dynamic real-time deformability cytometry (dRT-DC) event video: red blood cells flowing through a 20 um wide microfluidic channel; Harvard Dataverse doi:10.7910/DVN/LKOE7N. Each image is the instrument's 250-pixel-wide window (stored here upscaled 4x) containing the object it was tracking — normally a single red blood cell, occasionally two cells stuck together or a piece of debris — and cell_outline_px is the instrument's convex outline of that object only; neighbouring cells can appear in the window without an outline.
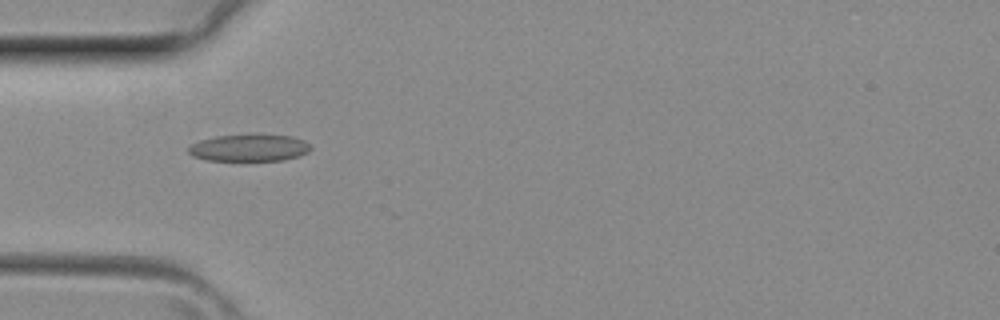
{"species": "common noctule bat (a hibernating species)", "species_latin": "Nyctalus noctula", "temperature_condition": "room temperature", "stored_images_in_passage": 7, "camera_frame_rate_fps": 3000, "um_per_image_px": 0.085, "animal": {"sex": "female", "body_mass_g": 29.2, "forearm_length_mm": 56.3}, "frame": {"image": 1, "passage_image": 2, "time_ms": 0.333, "image_size_px": [1000, 320], "cell_outline_px": [[312, 148], [308, 152], [300, 156], [284, 160], [204, 160], [192, 156], [188, 152], [188, 148], [192, 144], [200, 140], [216, 136], [256, 132], [292, 136], [304, 140]], "centroid_in_image_um": [21.2, 12.53], "position_along_channel_um": 63.8, "area_um2": 19.88}}
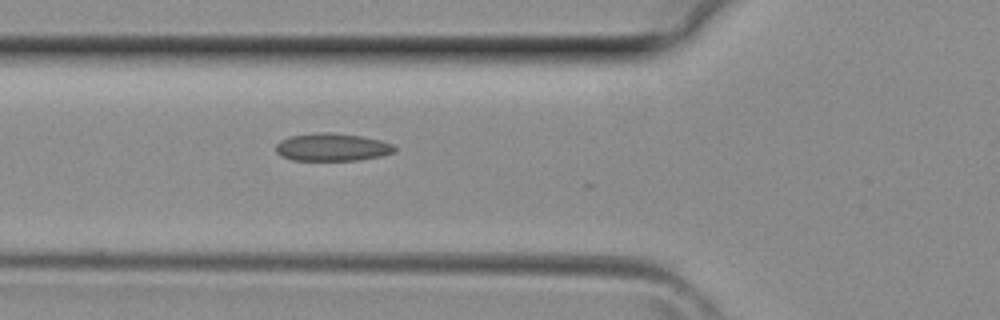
{"frame": {"image": 2, "passage_image": 4, "time_ms": 1.0, "image_size_px": [1000, 320], "cell_outline_px": [[396, 152], [380, 156], [360, 160], [292, 160], [280, 156], [276, 152], [276, 144], [280, 140], [292, 136], [324, 132], [328, 132], [360, 136], [380, 140], [392, 144], [396, 148]], "centroid_in_image_um": [28.23, 12.52], "position_along_channel_um": 97.6, "area_um2": 19.07}}
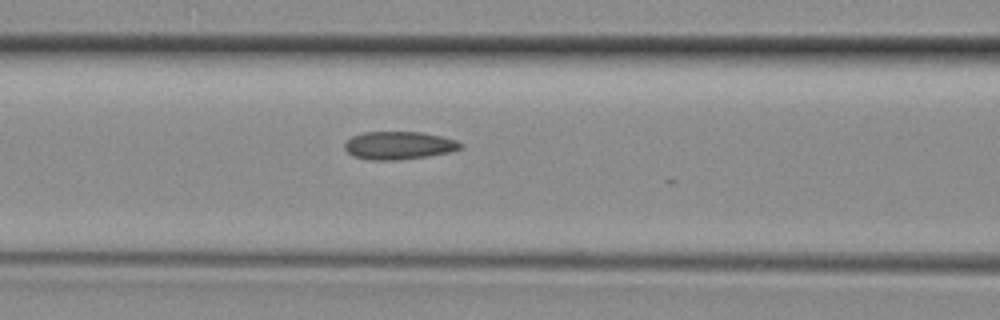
{"frame": {"image": 3, "passage_image": 6, "time_ms": 1.667, "image_size_px": [1000, 320], "cell_outline_px": [[464, 148], [452, 152], [428, 156], [396, 160], [372, 160], [352, 156], [344, 148], [344, 144], [352, 136], [364, 132], [420, 132], [440, 136], [456, 140], [464, 144]], "centroid_in_image_um": [33.93, 12.37], "position_along_channel_um": 132.7, "area_um2": 18.96}}